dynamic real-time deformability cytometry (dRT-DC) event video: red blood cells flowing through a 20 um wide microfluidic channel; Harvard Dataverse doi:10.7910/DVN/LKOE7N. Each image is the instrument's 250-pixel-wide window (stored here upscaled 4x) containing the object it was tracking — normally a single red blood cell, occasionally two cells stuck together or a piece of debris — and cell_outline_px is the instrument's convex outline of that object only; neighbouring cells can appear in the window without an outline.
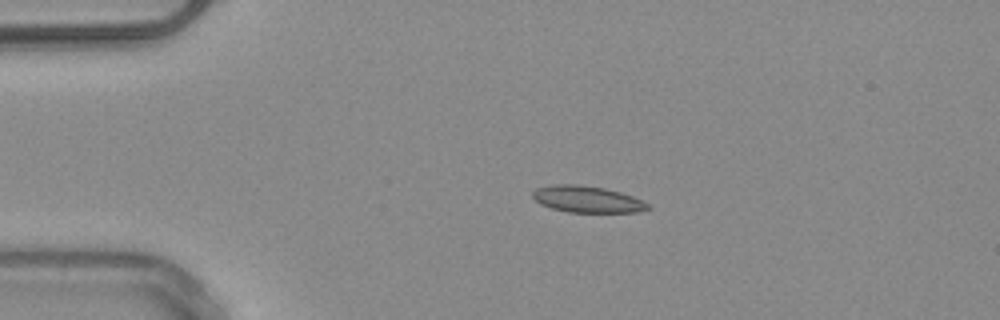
{"species": "common noctule bat (a hibernating species)", "species_latin": "Nyctalus noctula", "temperature_condition": "warm", "stored_images_in_passage": 4, "camera_frame_rate_fps": 3000, "um_per_image_px": 0.085, "animal": {"sex": "male", "body_mass_g": 20.4}, "frame": {"image": 1, "passage_image": 3, "time_ms": 3.667, "image_size_px": [1000, 320], "cell_outline_px": [[652, 208], [640, 212], [568, 212], [552, 208], [540, 204], [532, 196], [532, 192], [536, 188], [552, 184], [576, 184], [604, 188], [620, 192], [632, 196], [648, 204]], "centroid_in_image_um": [49.9, 16.93], "position_along_channel_um": 35.1, "area_um2": 17.8}}